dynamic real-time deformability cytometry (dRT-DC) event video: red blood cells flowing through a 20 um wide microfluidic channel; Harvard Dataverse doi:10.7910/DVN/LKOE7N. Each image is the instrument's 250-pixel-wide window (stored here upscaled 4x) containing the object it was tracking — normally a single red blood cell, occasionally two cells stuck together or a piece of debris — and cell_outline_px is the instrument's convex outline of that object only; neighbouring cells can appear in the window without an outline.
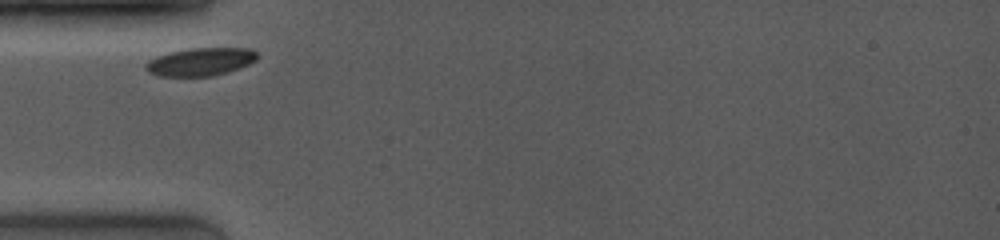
{"species": "common noctule bat (a hibernating species)", "species_latin": "Nyctalus noctula", "temperature_condition": "room temperature", "stored_images_in_passage": 4, "camera_frame_rate_fps": 4000, "um_per_image_px": 0.085, "animal": {"sex": "female", "body_mass_g": 19.0, "forearm_length_mm": 53.3}, "frame": {"image": 1, "passage_image": 1, "time_ms": 0.0, "image_size_px": [1000, 240], "cell_outline_px": [[256, 60], [240, 68], [212, 76], [160, 76], [148, 72], [144, 68], [144, 64], [148, 60], [156, 56], [168, 52], [188, 48], [248, 48], [256, 52]], "centroid_in_image_um": [16.98, 5.25], "position_along_channel_um": 68.0, "area_um2": 18.21}}